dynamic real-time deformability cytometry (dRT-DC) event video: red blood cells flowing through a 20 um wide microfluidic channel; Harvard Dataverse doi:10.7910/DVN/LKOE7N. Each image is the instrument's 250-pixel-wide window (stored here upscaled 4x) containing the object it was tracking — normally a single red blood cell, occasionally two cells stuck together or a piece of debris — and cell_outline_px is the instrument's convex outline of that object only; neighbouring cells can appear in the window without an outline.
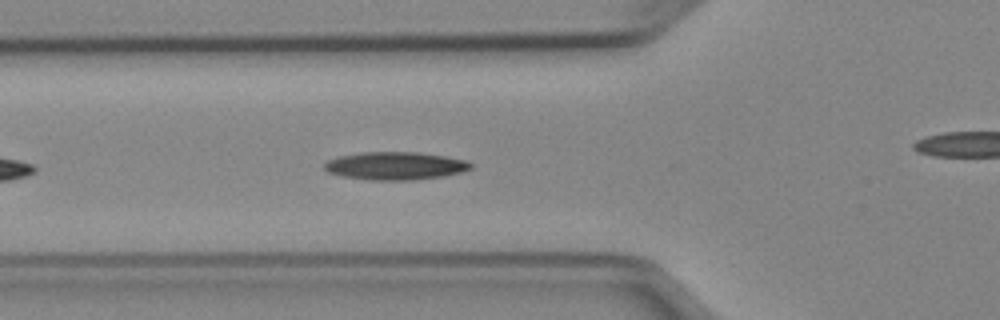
{"species": "Egyptian fruit bat (a non-hibernating species)", "species_latin": "Rousettus aegyptiacus", "temperature_condition": "cold", "stored_images_in_passage": 9, "camera_frame_rate_fps": 3000, "um_per_image_px": 0.085, "animal": {"sex": "female"}, "frame": {"image": 1, "passage_image": 6, "time_ms": 1.667, "image_size_px": [1000, 320], "cell_outline_px": [[472, 168], [460, 172], [444, 176], [412, 180], [368, 180], [344, 176], [328, 172], [324, 168], [324, 164], [328, 160], [340, 156], [360, 152], [420, 152], [444, 156], [464, 160], [472, 164]], "centroid_in_image_um": [33.59, 14.09], "position_along_channel_um": 92.2, "area_um2": 23.7}}